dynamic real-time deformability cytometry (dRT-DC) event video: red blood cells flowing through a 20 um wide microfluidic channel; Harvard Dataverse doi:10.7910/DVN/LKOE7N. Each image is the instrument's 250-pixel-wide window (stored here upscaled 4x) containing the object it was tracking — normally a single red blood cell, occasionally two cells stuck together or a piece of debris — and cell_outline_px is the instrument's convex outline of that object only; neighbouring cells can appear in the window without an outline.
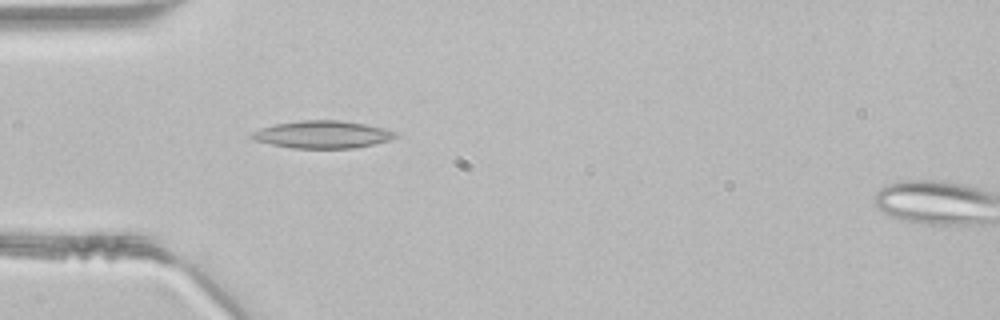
{"species": "common noctule bat (a hibernating species)", "species_latin": "Nyctalus noctula", "temperature_condition": "room temperature", "stored_images_in_passage": 2, "camera_frame_rate_fps": 3000, "um_per_image_px": 0.085, "animal": {"sex": "male", "body_mass_g": 21.5, "forearm_length_mm": 52.0}, "frame": {"image": 1, "passage_image": 1, "time_ms": 0.0, "image_size_px": [1000, 320], "cell_outline_px": [[400, 136], [388, 140], [356, 148], [292, 148], [272, 144], [256, 140], [248, 136], [252, 132], [260, 128], [276, 124], [300, 120], [340, 120], [364, 124], [384, 128], [396, 132]], "centroid_in_image_um": [27.42, 11.43], "position_along_channel_um": 57.6, "area_um2": 22.89}}